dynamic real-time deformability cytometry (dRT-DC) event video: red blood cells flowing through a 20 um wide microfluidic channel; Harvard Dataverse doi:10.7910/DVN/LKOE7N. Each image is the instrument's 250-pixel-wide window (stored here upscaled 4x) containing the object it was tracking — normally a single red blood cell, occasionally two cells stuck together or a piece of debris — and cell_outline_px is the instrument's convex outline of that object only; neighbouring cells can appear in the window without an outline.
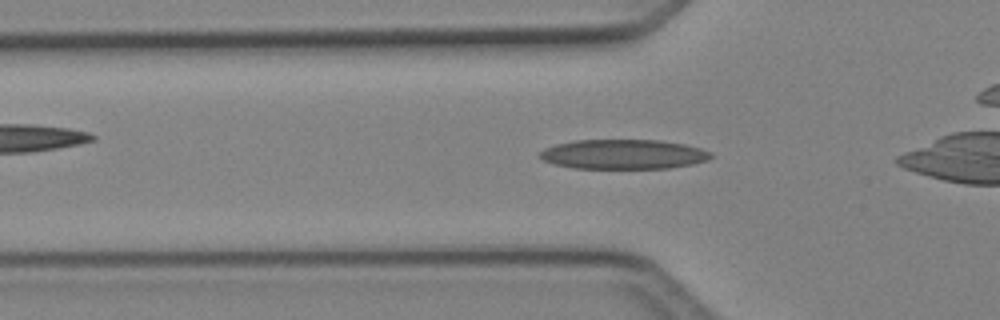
{"species": "Egyptian fruit bat (a non-hibernating species)", "species_latin": "Rousettus aegyptiacus", "temperature_condition": "cold", "stored_images_in_passage": 29, "camera_frame_rate_fps": 3000, "um_per_image_px": 0.085, "animal": {"sex": "female"}, "frame": {"image": 1, "passage_image": 6, "time_ms": 1.667, "image_size_px": [1000, 320], "cell_outline_px": [[712, 156], [708, 160], [692, 164], [668, 168], [572, 168], [552, 164], [544, 160], [540, 156], [540, 152], [544, 148], [556, 144], [576, 140], [660, 140], [684, 144], [700, 148], [712, 152]], "centroid_in_image_um": [52.99, 13.11], "position_along_channel_um": 72.8, "area_um2": 29.54}}
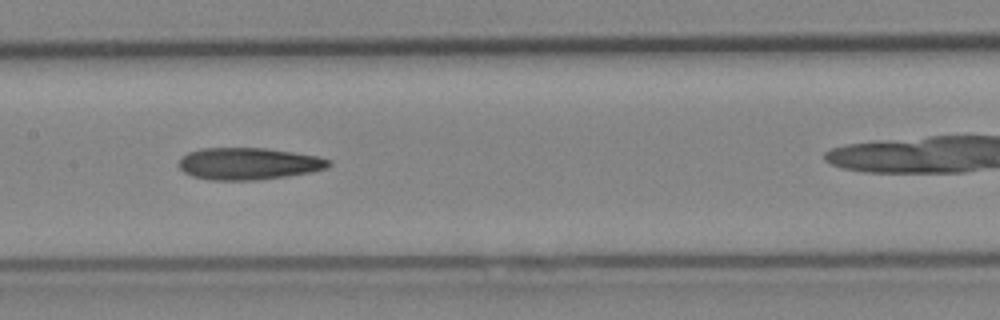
{"frame": {"image": 2, "passage_image": 14, "time_ms": 4.333, "image_size_px": [1000, 320], "cell_outline_px": [[332, 164], [328, 168], [312, 172], [288, 176], [256, 180], [212, 180], [192, 176], [184, 172], [176, 164], [180, 156], [188, 152], [200, 148], [268, 148], [320, 156], [332, 160]], "centroid_in_image_um": [21.14, 13.9], "position_along_channel_um": 186.3, "area_um2": 28.44}}
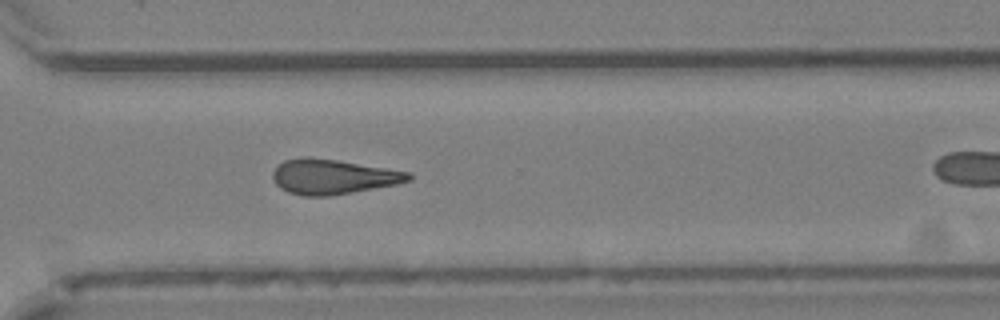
{"frame": {"image": 3, "passage_image": 25, "time_ms": 8.0, "image_size_px": [1000, 320], "cell_outline_px": [[412, 180], [396, 184], [328, 196], [304, 196], [288, 192], [280, 188], [276, 184], [272, 176], [272, 172], [284, 160], [308, 156], [336, 160], [388, 168], [412, 172]], "centroid_in_image_um": [28.31, 15.01], "position_along_channel_um": 342.3, "area_um2": 27.51}}